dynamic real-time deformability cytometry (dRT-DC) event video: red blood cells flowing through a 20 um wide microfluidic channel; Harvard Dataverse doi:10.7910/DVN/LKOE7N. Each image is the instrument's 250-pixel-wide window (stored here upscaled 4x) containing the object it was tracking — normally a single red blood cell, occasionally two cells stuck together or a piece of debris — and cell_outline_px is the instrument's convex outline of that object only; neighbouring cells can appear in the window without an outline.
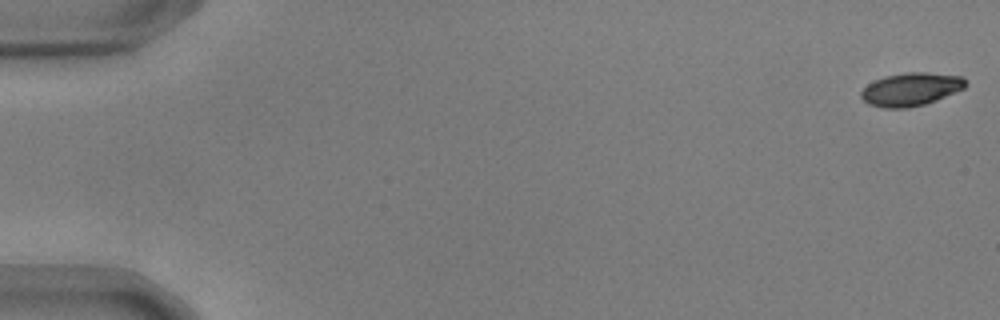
{"species": "common noctule bat (a hibernating species)", "species_latin": "Nyctalus noctula", "temperature_condition": "warm", "stored_images_in_passage": 55, "camera_frame_rate_fps": 3000, "um_per_image_px": 0.085, "animal": {"sex": "male", "body_mass_g": 17.9, "forearm_length_mm": 54.2}, "frame": {"image": 1, "passage_image": 1, "time_ms": 0.0, "image_size_px": [1000, 320], "cell_outline_px": [[968, 84], [964, 88], [936, 100], [924, 104], [908, 108], [884, 108], [868, 104], [860, 96], [860, 92], [868, 84], [884, 76], [904, 72], [924, 72], [964, 76]], "centroid_in_image_um": [77.43, 7.58], "position_along_channel_um": 7.6, "area_um2": 20.23}}
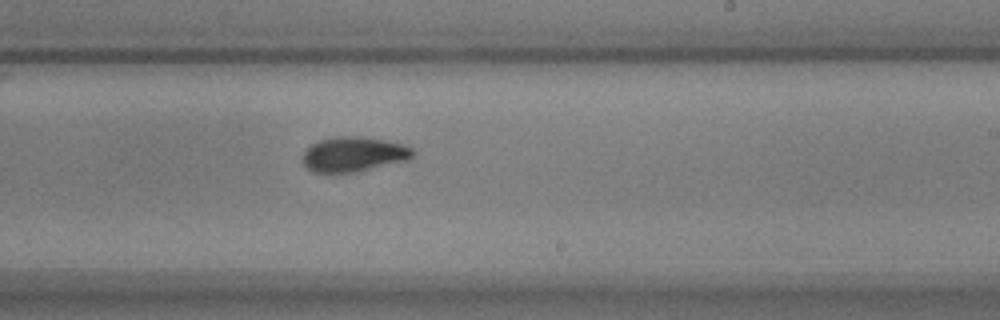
{"frame": {"image": 2, "passage_image": 34, "time_ms": 11.0, "image_size_px": [1000, 320], "cell_outline_px": [[416, 156], [408, 160], [356, 172], [312, 172], [300, 160], [304, 152], [312, 144], [320, 140], [340, 136], [360, 136], [384, 140], [404, 144], [412, 148], [416, 152]], "centroid_in_image_um": [30.1, 13.11], "position_along_channel_um": 258.9, "area_um2": 22.48}}
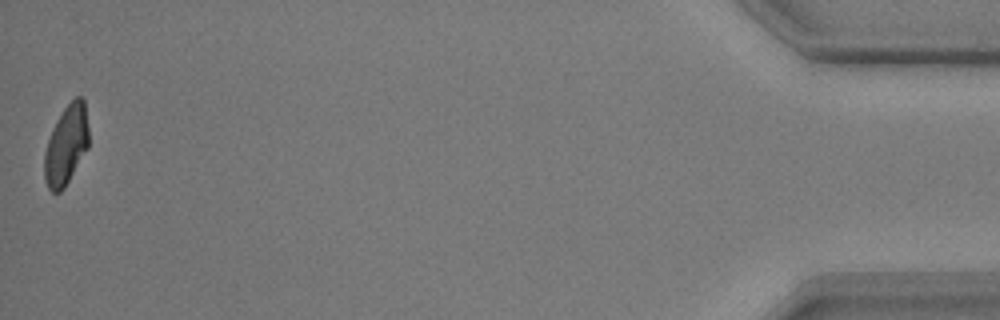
{"frame": {"image": 3, "passage_image": 55, "time_ms": 18.0, "image_size_px": [1000, 320], "cell_outline_px": [[88, 148], [64, 188], [60, 192], [52, 192], [48, 188], [44, 180], [44, 152], [52, 128], [56, 120], [64, 108], [76, 96], [80, 96], [84, 100], [88, 128]], "centroid_in_image_um": [5.61, 12.34], "position_along_channel_um": 429.6, "area_um2": 20.52}, "authors_computed_cell_mechanics": {"area_um2": 21.5594, "velocity_mm_per_s": 3.7019, "shape_relaxation_time_tau1_ms": 3.3339, "shape_relaxation_time_tau2_ms": 1.6605, "deformation_change_tau1": 0.1385, "deformation_change_tau2": 0.0555}}